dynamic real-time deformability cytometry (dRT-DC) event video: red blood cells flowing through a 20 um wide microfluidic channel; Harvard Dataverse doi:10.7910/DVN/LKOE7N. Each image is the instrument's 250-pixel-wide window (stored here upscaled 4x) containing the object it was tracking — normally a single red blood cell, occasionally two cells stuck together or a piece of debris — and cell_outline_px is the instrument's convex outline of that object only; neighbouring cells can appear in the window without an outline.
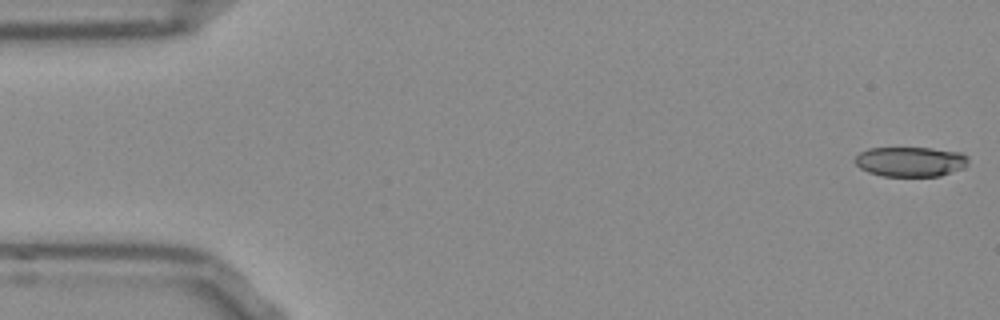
{"species": "Egyptian fruit bat (a non-hibernating species)", "species_latin": "Rousettus aegyptiacus", "temperature_condition": "room temperature", "stored_images_in_passage": 45, "camera_frame_rate_fps": 3000, "um_per_image_px": 0.085, "frame": {"image": 1, "passage_image": 1, "time_ms": 0.0, "image_size_px": [1000, 320], "cell_outline_px": [[968, 164], [964, 168], [940, 176], [884, 176], [868, 172], [860, 168], [852, 160], [860, 152], [868, 148], [932, 148], [960, 152], [968, 156]], "centroid_in_image_um": [77.39, 13.74], "position_along_channel_um": 7.6, "area_um2": 19.88}}
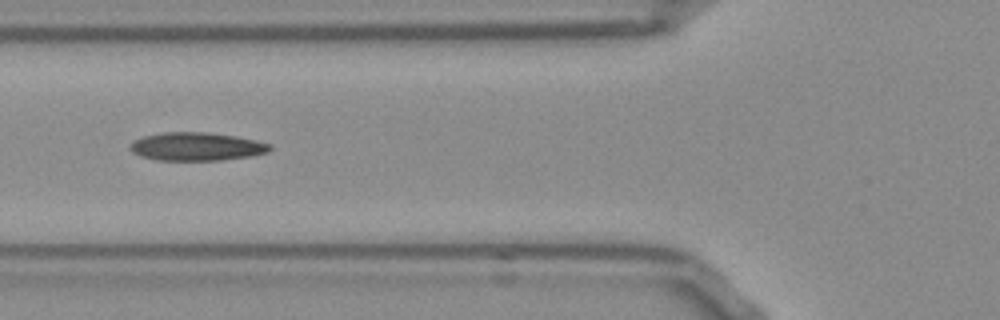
{"frame": {"image": 2, "passage_image": 19, "time_ms": 6.0, "image_size_px": [1000, 320], "cell_outline_px": [[272, 148], [268, 152], [252, 156], [220, 160], [156, 160], [132, 152], [128, 148], [136, 140], [144, 136], [160, 132], [208, 132], [236, 136], [256, 140], [272, 144]], "centroid_in_image_um": [16.76, 12.45], "position_along_channel_um": 109.0, "area_um2": 23.0}}
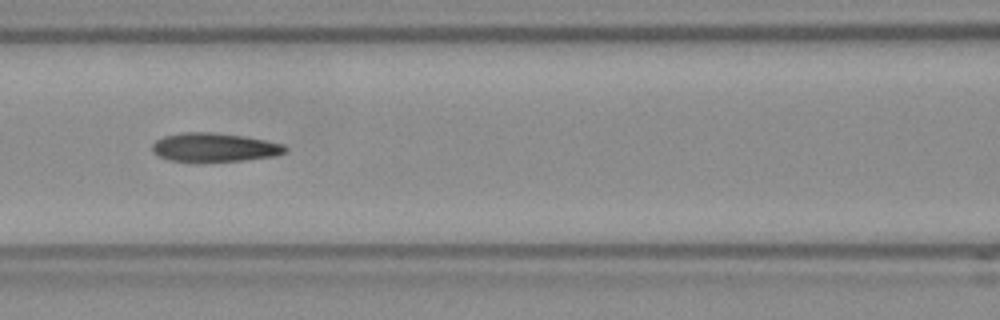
{"frame": {"image": 3, "passage_image": 22, "time_ms": 7.0, "image_size_px": [1000, 320], "cell_outline_px": [[288, 148], [284, 152], [276, 156], [244, 160], [200, 164], [192, 164], [168, 160], [156, 156], [152, 152], [152, 144], [156, 140], [164, 136], [184, 132], [212, 132], [244, 136], [284, 144]], "centroid_in_image_um": [18.16, 12.57], "position_along_channel_um": 148.4, "area_um2": 23.18}, "authors_computed_cell_mechanics": {"area_um2": 21.675, "velocity_mm_per_s": 3.8686, "shape_relaxation_time_tau1_ms": null, "shape_relaxation_time_tau2_ms": 4.2698, "deformation_change_tau1": null, "deformation_change_tau2": 0.1096}}